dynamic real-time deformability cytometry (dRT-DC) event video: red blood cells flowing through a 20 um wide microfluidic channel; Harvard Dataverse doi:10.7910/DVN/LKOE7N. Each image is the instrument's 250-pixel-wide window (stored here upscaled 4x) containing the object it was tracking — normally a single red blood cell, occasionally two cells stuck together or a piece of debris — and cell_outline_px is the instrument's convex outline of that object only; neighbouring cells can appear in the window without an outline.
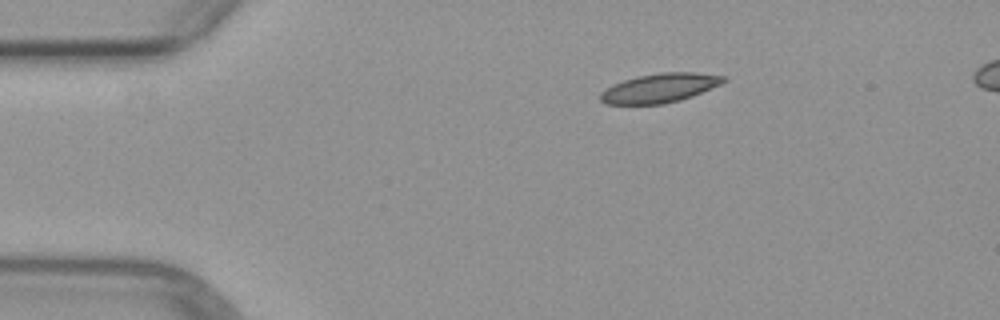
{"species": "common noctule bat (a hibernating species)", "species_latin": "Nyctalus noctula", "temperature_condition": "warm", "stored_images_in_passage": 4, "camera_frame_rate_fps": 3000, "um_per_image_px": 0.085, "animal": {"sex": "female", "body_mass_g": 29.2, "forearm_length_mm": 56.3}, "frame": {"image": 1, "passage_image": 1, "time_ms": 0.0, "image_size_px": [1000, 320], "cell_outline_px": [[728, 80], [720, 84], [692, 96], [680, 100], [664, 104], [604, 104], [600, 100], [600, 92], [612, 84], [636, 76], [660, 72], [696, 72], [724, 76]], "centroid_in_image_um": [56.05, 7.48], "position_along_channel_um": 29.0, "area_um2": 20.98}}
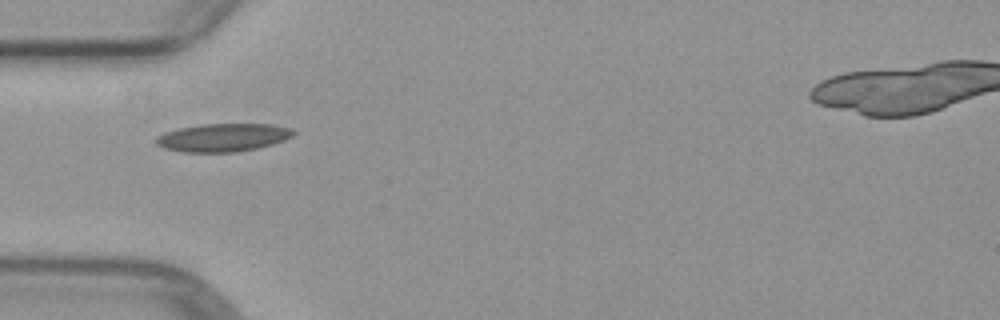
{"frame": {"image": 2, "passage_image": 3, "time_ms": 2.333, "image_size_px": [1000, 320], "cell_outline_px": [[296, 132], [292, 136], [284, 140], [272, 144], [256, 148], [236, 152], [184, 152], [164, 148], [156, 144], [156, 136], [164, 132], [180, 128], [200, 124], [272, 124], [292, 128]], "centroid_in_image_um": [18.96, 11.68], "position_along_channel_um": 66.0, "area_um2": 22.48}}
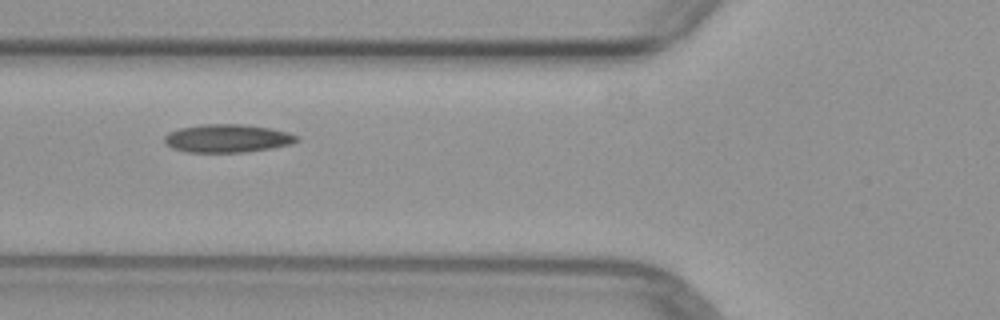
{"frame": {"image": 3, "passage_image": 4, "time_ms": 3.333, "image_size_px": [1000, 320], "cell_outline_px": [[300, 140], [288, 144], [272, 148], [244, 152], [184, 152], [172, 148], [164, 140], [164, 136], [168, 132], [180, 128], [200, 124], [244, 124], [272, 128], [288, 132], [300, 136]], "centroid_in_image_um": [19.34, 11.75], "position_along_channel_um": 106.5, "area_um2": 21.85}}